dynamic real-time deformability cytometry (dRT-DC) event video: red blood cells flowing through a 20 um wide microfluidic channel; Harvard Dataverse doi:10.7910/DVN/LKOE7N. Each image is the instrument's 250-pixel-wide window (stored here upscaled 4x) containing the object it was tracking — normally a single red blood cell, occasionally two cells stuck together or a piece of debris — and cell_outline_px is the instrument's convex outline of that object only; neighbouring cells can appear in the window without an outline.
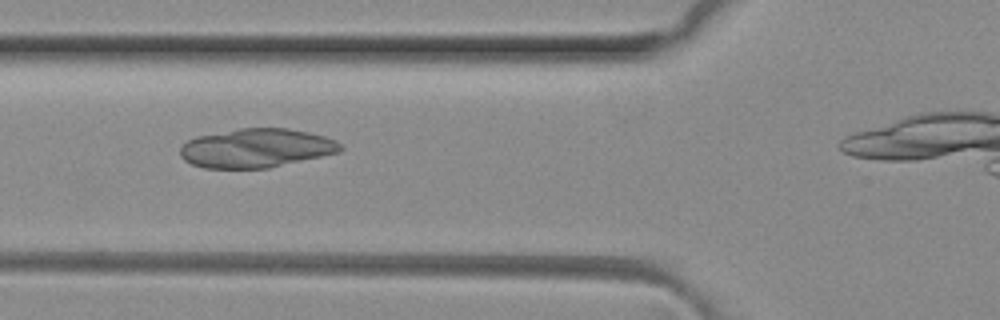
{"species": "common noctule bat (a hibernating species)", "species_latin": "Nyctalus noctula", "temperature_condition": "room temperature", "stored_images_in_passage": 4, "camera_frame_rate_fps": 3000, "um_per_image_px": 0.085, "animal": {"sex": "female", "body_mass_g": 29.2, "forearm_length_mm": 56.3}, "frame": {"image": 1, "passage_image": 4, "time_ms": 1.0, "image_size_px": [1000, 320], "cell_outline_px": [[344, 148], [340, 152], [268, 168], [204, 168], [192, 164], [184, 160], [180, 156], [180, 148], [188, 140], [196, 136], [240, 128], [288, 128], [308, 132], [324, 136], [336, 140]], "centroid_in_image_um": [21.78, 12.59], "position_along_channel_um": 104.0, "area_um2": 36.36}}